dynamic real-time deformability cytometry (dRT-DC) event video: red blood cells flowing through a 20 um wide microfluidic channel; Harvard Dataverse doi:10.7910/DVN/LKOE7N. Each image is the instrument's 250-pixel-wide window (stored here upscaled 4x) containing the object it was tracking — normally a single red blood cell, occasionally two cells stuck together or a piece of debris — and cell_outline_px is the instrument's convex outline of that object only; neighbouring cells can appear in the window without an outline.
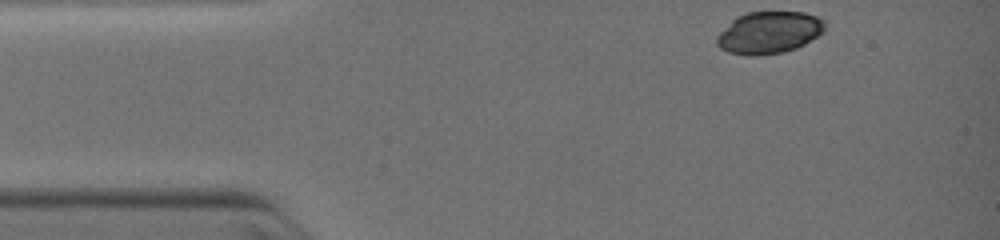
{"species": "common noctule bat (a hibernating species)", "species_latin": "Nyctalus noctula", "temperature_condition": "warm", "stored_images_in_passage": 4, "camera_frame_rate_fps": 3000, "um_per_image_px": 0.085, "animal": {"sex": "female", "body_mass_g": 19.0, "forearm_length_mm": 51.5}, "frame": {"image": 1, "passage_image": 1, "time_ms": 0.0, "image_size_px": [1000, 240], "cell_outline_px": [[824, 28], [816, 36], [804, 44], [796, 48], [784, 52], [752, 56], [728, 52], [720, 48], [716, 44], [716, 36], [732, 20], [748, 12], [804, 12], [816, 16], [824, 20]], "centroid_in_image_um": [65.34, 2.77], "position_along_channel_um": 19.7, "area_um2": 26.18}}